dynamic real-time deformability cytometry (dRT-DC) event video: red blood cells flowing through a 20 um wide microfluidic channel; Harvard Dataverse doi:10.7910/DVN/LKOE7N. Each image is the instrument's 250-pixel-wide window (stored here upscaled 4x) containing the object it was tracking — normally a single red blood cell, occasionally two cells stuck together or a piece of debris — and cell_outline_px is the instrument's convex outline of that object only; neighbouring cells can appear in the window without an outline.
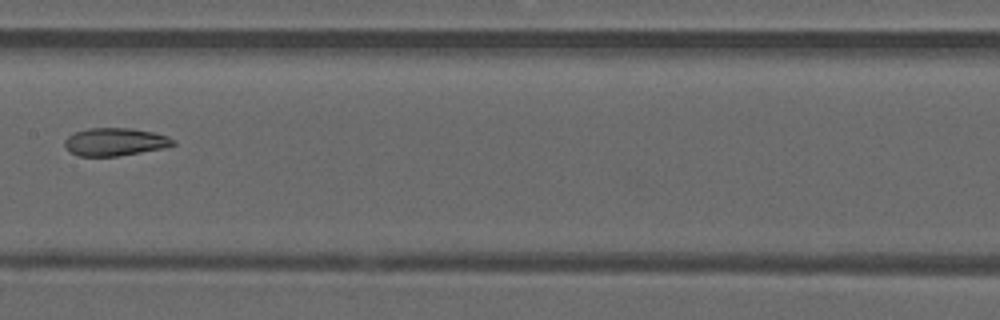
{"species": "common noctule bat (a hibernating species)", "species_latin": "Nyctalus noctula", "temperature_condition": "warm", "stored_images_in_passage": 5, "camera_frame_rate_fps": 3000, "um_per_image_px": 0.085, "animal": {"sex": "male", "forearm_length_mm": 52.5}, "frame": {"image": 1, "passage_image": 5, "time_ms": 1.333, "image_size_px": [1000, 320], "cell_outline_px": [[176, 144], [164, 148], [116, 156], [76, 156], [68, 152], [64, 144], [64, 140], [68, 136], [76, 132], [88, 128], [132, 128], [152, 132], [168, 136], [176, 140]], "centroid_in_image_um": [9.76, 12.06], "position_along_channel_um": 197.6, "area_um2": 17.69}}